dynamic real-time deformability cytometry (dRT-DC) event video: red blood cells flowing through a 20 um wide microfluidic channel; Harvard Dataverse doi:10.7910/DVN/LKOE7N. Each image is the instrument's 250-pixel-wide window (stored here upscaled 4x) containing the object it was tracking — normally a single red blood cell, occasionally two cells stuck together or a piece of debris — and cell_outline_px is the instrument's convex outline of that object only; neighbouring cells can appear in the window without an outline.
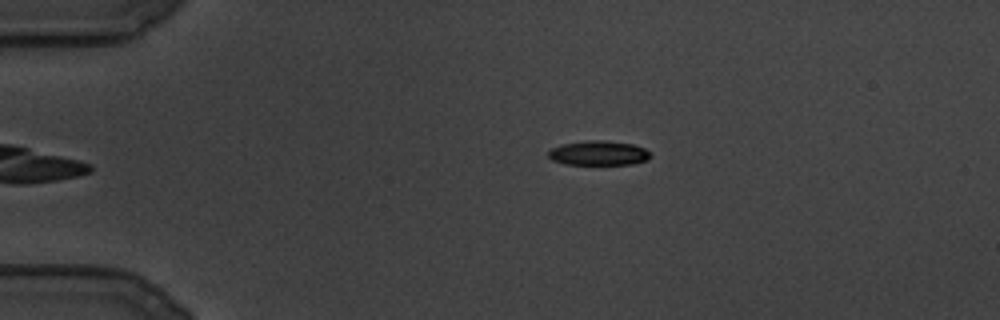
{"species": "common noctule bat (a hibernating species)", "species_latin": "Nyctalus noctula", "temperature_condition": "cold", "stored_images_in_passage": 106, "camera_frame_rate_fps": 3000, "um_per_image_px": 0.085, "animal": {"sex": "male", "body_mass_g": 19.5, "forearm_length_mm": 54.6}, "frame": {"image": 1, "passage_image": 13, "time_ms": 4.0, "image_size_px": [1000, 320], "cell_outline_px": [[652, 156], [644, 160], [632, 164], [564, 164], [552, 160], [548, 156], [548, 152], [552, 148], [564, 144], [584, 140], [604, 140], [632, 144], [644, 148]], "centroid_in_image_um": [50.85, 13.0], "position_along_channel_um": 34.1, "area_um2": 14.45}}
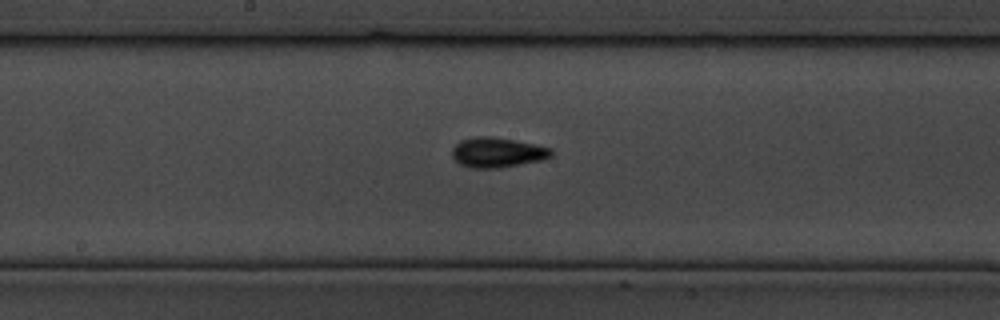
{"frame": {"image": 2, "passage_image": 51, "time_ms": 16.667, "image_size_px": [1000, 320], "cell_outline_px": [[552, 156], [540, 160], [500, 168], [468, 168], [460, 164], [452, 156], [452, 148], [460, 140], [476, 136], [492, 136], [516, 140], [536, 144], [552, 148]], "centroid_in_image_um": [42.26, 12.95], "position_along_channel_um": 205.9, "area_um2": 17.46}}
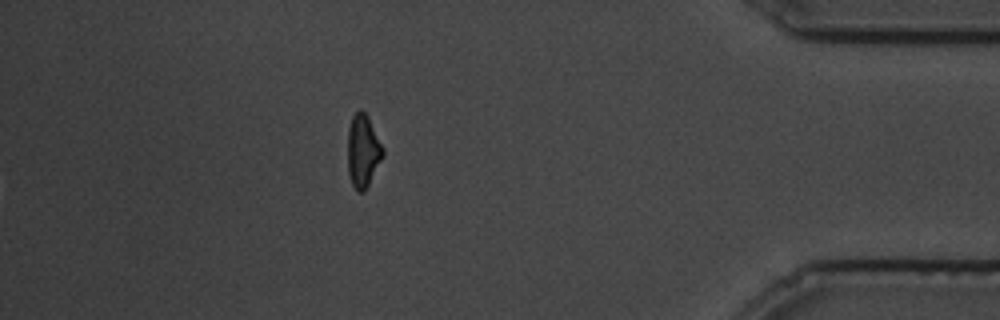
{"frame": {"image": 3, "passage_image": 92, "time_ms": 30.333, "image_size_px": [1000, 320], "cell_outline_px": [[384, 156], [364, 192], [356, 192], [352, 184], [348, 172], [348, 128], [352, 116], [360, 108], [368, 116], [384, 148]], "centroid_in_image_um": [30.86, 12.83], "position_along_channel_um": 404.3, "area_um2": 15.09}}